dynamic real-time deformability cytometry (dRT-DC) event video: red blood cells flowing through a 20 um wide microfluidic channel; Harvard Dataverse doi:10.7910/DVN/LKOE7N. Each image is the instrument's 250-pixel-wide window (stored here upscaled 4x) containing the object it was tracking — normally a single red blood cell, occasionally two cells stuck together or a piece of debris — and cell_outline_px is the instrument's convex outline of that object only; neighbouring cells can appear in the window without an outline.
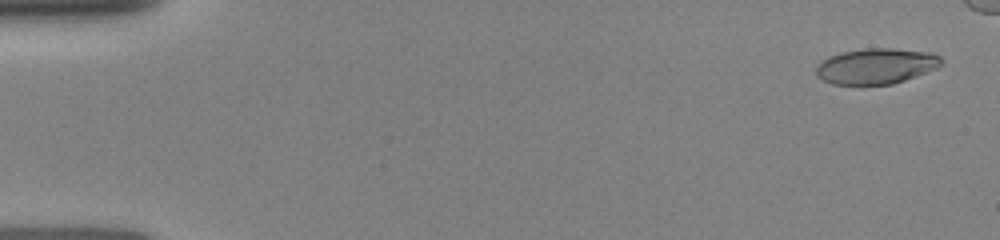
{"species": "human", "species_latin": "Homo sapiens", "temperature_condition": "room temperature", "stored_images_in_passage": 6, "camera_frame_rate_fps": 3000, "um_per_image_px": 0.085, "donor": {"sex": "female"}, "frame": {"image": 1, "passage_image": 1, "time_ms": 0.0, "image_size_px": [1000, 240], "cell_outline_px": [[940, 64], [936, 68], [904, 80], [892, 84], [832, 84], [816, 76], [816, 68], [824, 60], [832, 56], [844, 52], [864, 48], [892, 48], [928, 52], [940, 56]], "centroid_in_image_um": [74.46, 5.62], "position_along_channel_um": 10.5, "area_um2": 25.43}}
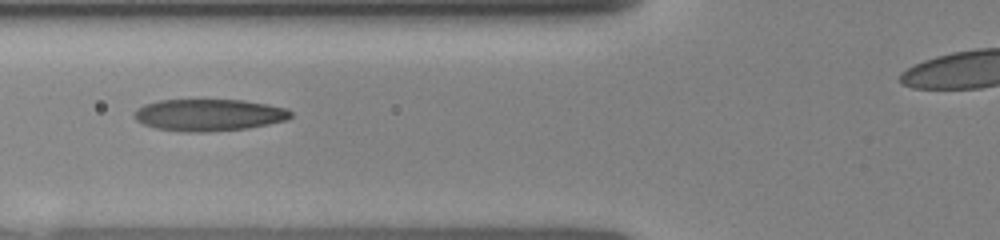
{"frame": {"image": 2, "passage_image": 6, "time_ms": 5.667, "image_size_px": [1000, 240], "cell_outline_px": [[292, 116], [288, 120], [248, 128], [208, 132], [180, 132], [156, 128], [144, 124], [136, 120], [132, 116], [132, 112], [136, 108], [144, 104], [160, 100], [244, 100], [288, 108], [292, 112]], "centroid_in_image_um": [17.74, 9.77], "position_along_channel_um": 108.1, "area_um2": 29.42}}